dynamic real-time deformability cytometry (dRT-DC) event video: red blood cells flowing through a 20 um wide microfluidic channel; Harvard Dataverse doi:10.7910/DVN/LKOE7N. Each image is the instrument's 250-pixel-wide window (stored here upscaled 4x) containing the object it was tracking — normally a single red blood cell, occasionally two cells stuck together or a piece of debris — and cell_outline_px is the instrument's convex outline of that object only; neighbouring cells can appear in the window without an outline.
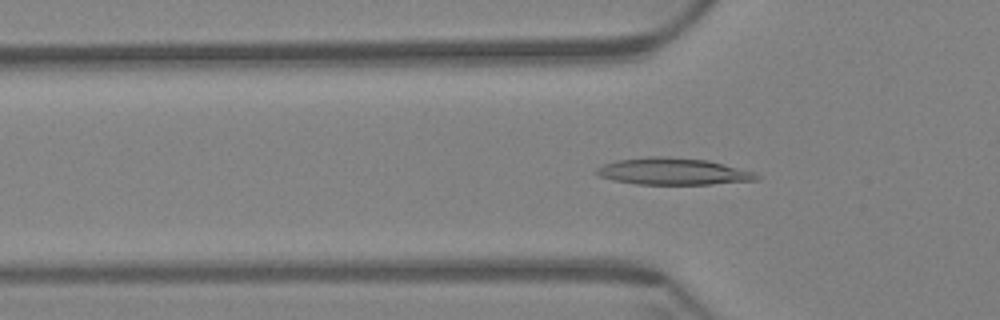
{"species": "Egyptian fruit bat (a non-hibernating species)", "species_latin": "Rousettus aegyptiacus", "temperature_condition": "warm", "stored_images_in_passage": 60, "camera_frame_rate_fps": 3000, "um_per_image_px": 0.085, "animal": {"sex": "female"}, "frame": {"image": 1, "passage_image": 20, "time_ms": 6.333, "image_size_px": [1000, 320], "cell_outline_px": [[760, 180], [712, 184], [636, 184], [612, 180], [600, 176], [596, 172], [596, 168], [604, 164], [620, 160], [648, 156], [664, 156], [708, 160], [756, 172], [760, 176]], "centroid_in_image_um": [57.26, 14.57], "position_along_channel_um": 68.5, "area_um2": 25.03}}
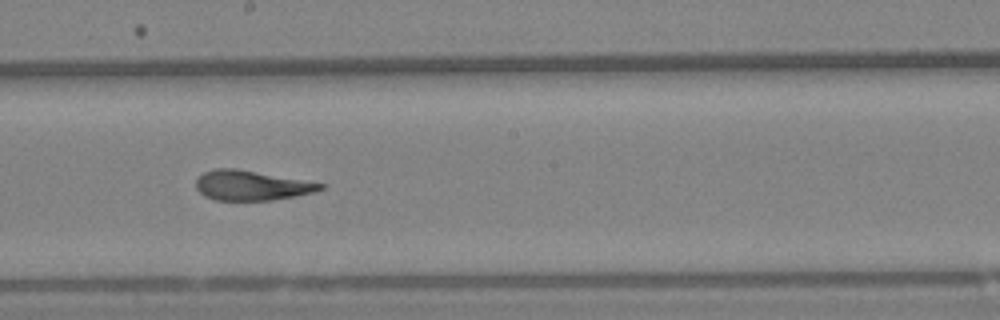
{"frame": {"image": 2, "passage_image": 34, "time_ms": 11.0, "image_size_px": [1000, 320], "cell_outline_px": [[328, 184], [324, 188], [312, 192], [296, 196], [272, 200], [216, 200], [204, 196], [196, 188], [196, 180], [204, 172], [216, 168], [236, 168]], "centroid_in_image_um": [21.39, 15.76], "position_along_channel_um": 226.8, "area_um2": 21.62}}
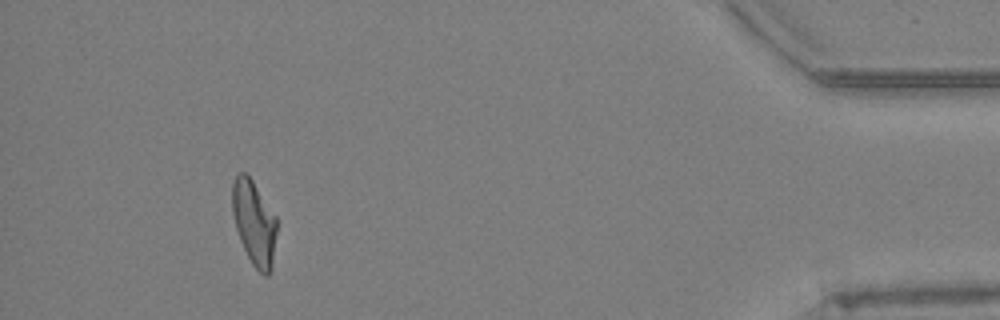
{"frame": {"image": 3, "passage_image": 56, "time_ms": 18.333, "image_size_px": [1000, 320], "cell_outline_px": [[276, 232], [272, 268], [268, 276], [264, 276], [252, 264], [240, 240], [236, 228], [232, 212], [232, 184], [236, 176], [240, 172], [244, 172], [252, 180], [276, 216]], "centroid_in_image_um": [21.6, 18.95], "position_along_channel_um": 413.6, "area_um2": 21.73}, "authors_computed_cell_mechanics": {"area_um2": 22.6287, "velocity_mm_per_s": 3.4048, "shape_relaxation_time_tau1_ms": null, "shape_relaxation_time_tau2_ms": 1.7729, "deformation_change_tau1": null, "deformation_change_tau2": 0.0945}}